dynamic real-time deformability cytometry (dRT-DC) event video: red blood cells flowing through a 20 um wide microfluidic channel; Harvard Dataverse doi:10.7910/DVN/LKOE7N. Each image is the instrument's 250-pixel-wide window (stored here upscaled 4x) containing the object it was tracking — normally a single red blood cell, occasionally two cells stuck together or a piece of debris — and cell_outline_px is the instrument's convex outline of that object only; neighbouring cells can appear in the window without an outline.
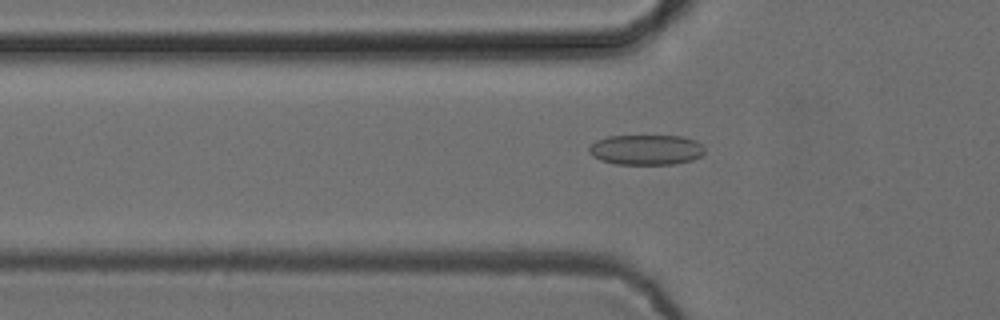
{"species": "common noctule bat (a hibernating species)", "species_latin": "Nyctalus noctula", "temperature_condition": "cold", "stored_images_in_passage": 52, "camera_frame_rate_fps": 3000, "um_per_image_px": 0.085, "animal": {"sex": "female", "body_mass_g": 24.6, "forearm_length_mm": 56.2}, "frame": {"image": 1, "passage_image": 17, "time_ms": 5.333, "image_size_px": [1000, 320], "cell_outline_px": [[704, 152], [700, 156], [692, 160], [672, 164], [616, 164], [600, 160], [592, 156], [588, 152], [588, 148], [596, 140], [608, 136], [684, 136], [696, 140], [704, 148]], "centroid_in_image_um": [54.9, 12.73], "position_along_channel_um": 70.9, "area_um2": 20.4}}
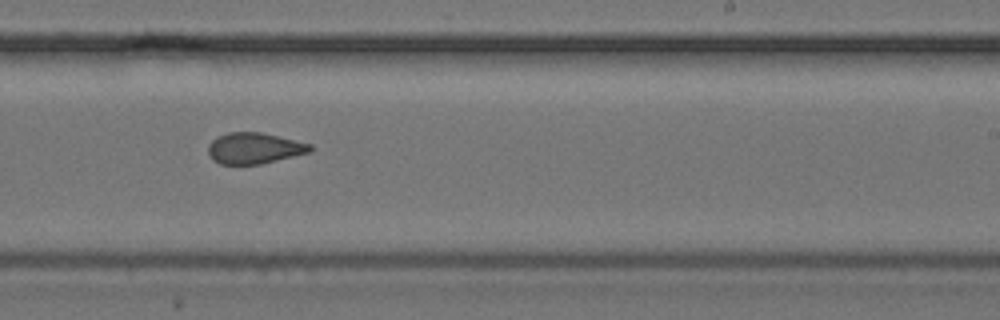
{"frame": {"image": 2, "passage_image": 32, "time_ms": 10.333, "image_size_px": [1000, 320], "cell_outline_px": [[312, 152], [260, 164], [220, 164], [212, 160], [208, 152], [208, 144], [216, 136], [228, 132], [260, 132], [312, 144]], "centroid_in_image_um": [21.6, 12.6], "position_along_channel_um": 267.4, "area_um2": 18.55}}
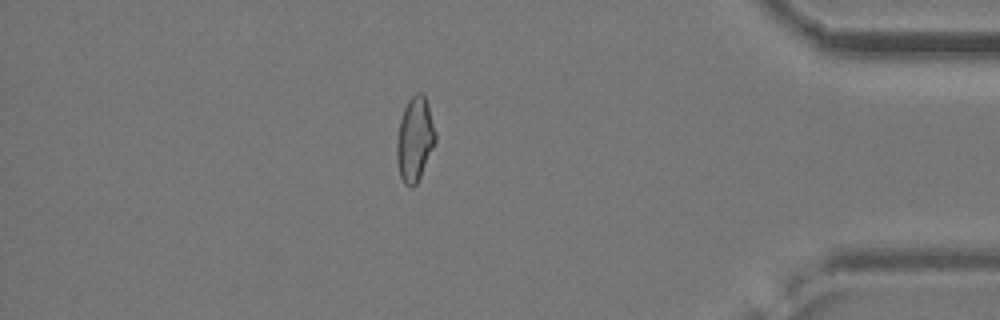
{"frame": {"image": 3, "passage_image": 45, "time_ms": 14.667, "image_size_px": [1000, 320], "cell_outline_px": [[436, 140], [420, 176], [416, 184], [412, 188], [408, 188], [404, 184], [400, 176], [396, 160], [396, 140], [400, 120], [404, 108], [408, 100], [416, 92], [424, 92], [428, 104], [436, 132]], "centroid_in_image_um": [35.24, 11.82], "position_along_channel_um": 400.0, "area_um2": 19.13}, "authors_computed_cell_mechanics": {"area_um2": 19.6231, "velocity_mm_per_s": 3.9211, "shape_relaxation_time_tau1_ms": null, "shape_relaxation_time_tau2_ms": 2.2479, "deformation_change_tau1": null, "deformation_change_tau2": 0.0731}}